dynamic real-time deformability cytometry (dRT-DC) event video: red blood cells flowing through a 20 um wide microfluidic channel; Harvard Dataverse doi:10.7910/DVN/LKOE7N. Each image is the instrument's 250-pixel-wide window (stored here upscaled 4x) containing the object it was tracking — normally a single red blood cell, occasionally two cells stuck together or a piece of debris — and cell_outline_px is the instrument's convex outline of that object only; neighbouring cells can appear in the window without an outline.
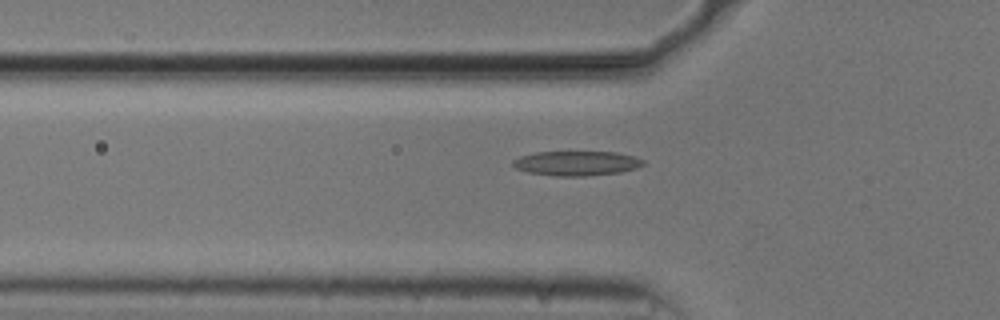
{"species": "common noctule bat (a hibernating species)", "species_latin": "Nyctalus noctula", "temperature_condition": "cold", "stored_images_in_passage": 36, "camera_frame_rate_fps": 3000, "um_per_image_px": 0.085, "animal": {"sex": "male", "body_mass_g": 20.5, "forearm_length_mm": 52.5}, "frame": {"image": 1, "passage_image": 6, "time_ms": 1.667, "image_size_px": [1000, 320], "cell_outline_px": [[644, 164], [636, 168], [620, 172], [584, 176], [556, 176], [528, 172], [516, 168], [512, 164], [512, 160], [520, 156], [536, 152], [616, 152], [636, 156], [644, 160]], "centroid_in_image_um": [49.02, 13.87], "position_along_channel_um": 76.8, "area_um2": 18.67}}
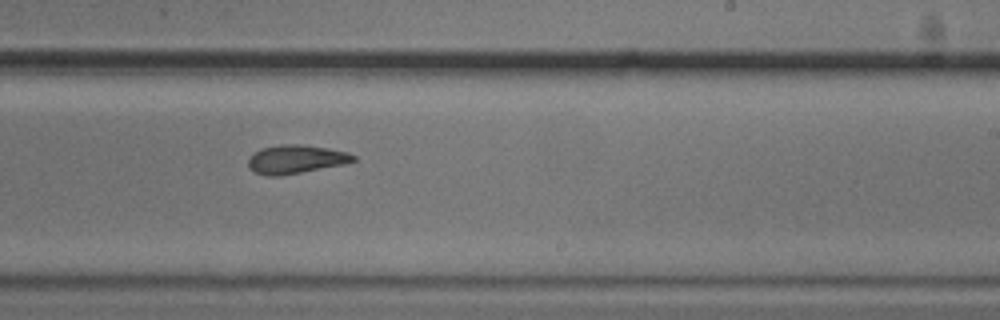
{"frame": {"image": 2, "passage_image": 21, "time_ms": 6.667, "image_size_px": [1000, 320], "cell_outline_px": [[356, 160], [344, 164], [280, 176], [268, 176], [256, 172], [248, 164], [248, 156], [260, 148], [280, 144], [304, 144], [328, 148], [348, 152], [356, 156]], "centroid_in_image_um": [25.15, 13.52], "position_along_channel_um": 263.9, "area_um2": 17.57}}
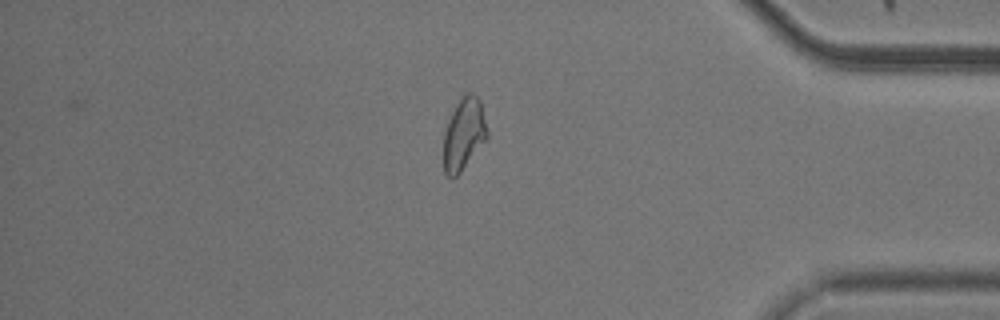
{"frame": {"image": 3, "passage_image": 34, "time_ms": 11.0, "image_size_px": [1000, 320], "cell_outline_px": [[488, 136], [460, 172], [456, 176], [448, 176], [444, 172], [444, 132], [448, 120], [460, 96], [468, 92], [472, 92], [480, 100], [488, 132]], "centroid_in_image_um": [39.42, 11.35], "position_along_channel_um": 395.8, "area_um2": 18.03}, "authors_computed_cell_mechanics": {"area_um2": 17.8891, "velocity_mm_per_s": 3.7179, "shape_relaxation_time_tau1_ms": 6.4254, "shape_relaxation_time_tau2_ms": 3.1499, "deformation_change_tau1": 0.1705, "deformation_change_tau2": 0.096}}